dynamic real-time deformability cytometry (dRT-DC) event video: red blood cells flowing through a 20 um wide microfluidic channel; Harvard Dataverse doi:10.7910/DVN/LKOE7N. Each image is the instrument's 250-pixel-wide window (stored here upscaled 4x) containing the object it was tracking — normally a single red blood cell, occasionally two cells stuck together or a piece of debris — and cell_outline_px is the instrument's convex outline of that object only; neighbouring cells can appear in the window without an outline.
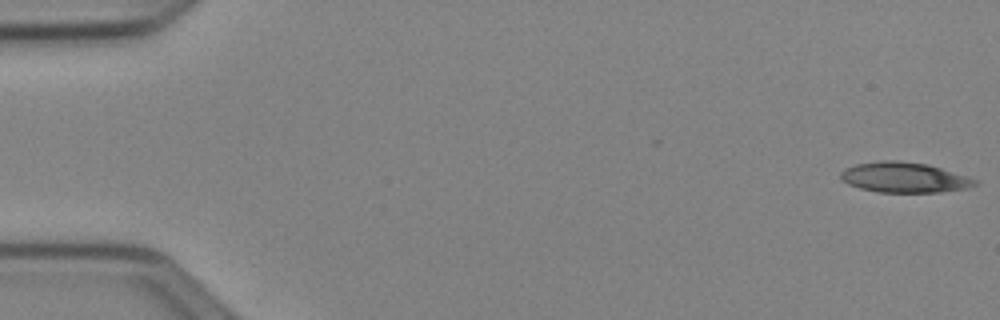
{"species": "Egyptian fruit bat (a non-hibernating species)", "species_latin": "Rousettus aegyptiacus", "temperature_condition": "cold", "stored_images_in_passage": 9, "camera_frame_rate_fps": 3000, "um_per_image_px": 0.085, "animal": {"sex": "female"}, "frame": {"image": 1, "passage_image": 1, "time_ms": 0.0, "image_size_px": [1000, 320], "cell_outline_px": [[980, 184], [968, 188], [940, 192], [876, 192], [860, 188], [848, 184], [840, 180], [840, 172], [844, 168], [856, 164], [880, 160], [900, 160], [928, 164], [968, 176], [980, 180]], "centroid_in_image_um": [76.88, 15.08], "position_along_channel_um": 8.1, "area_um2": 24.1}}